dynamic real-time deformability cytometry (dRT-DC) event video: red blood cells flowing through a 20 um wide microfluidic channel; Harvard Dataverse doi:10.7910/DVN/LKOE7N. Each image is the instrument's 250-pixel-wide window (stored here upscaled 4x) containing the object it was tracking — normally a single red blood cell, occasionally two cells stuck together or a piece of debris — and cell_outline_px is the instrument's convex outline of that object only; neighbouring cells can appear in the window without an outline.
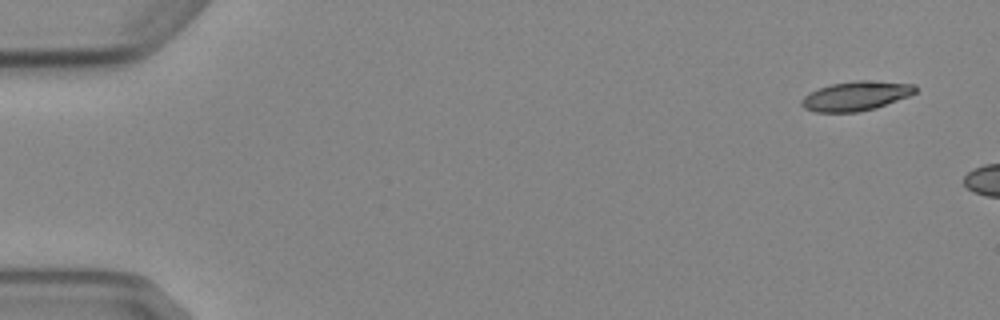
{"species": "Egyptian fruit bat (a non-hibernating species)", "species_latin": "Rousettus aegyptiacus", "temperature_condition": "cold", "stored_images_in_passage": 3, "camera_frame_rate_fps": 3000, "um_per_image_px": 0.085, "animal": {"sex": "female"}, "frame": {"image": 1, "passage_image": 1, "time_ms": 0.0, "image_size_px": [1000, 320], "cell_outline_px": [[916, 92], [908, 96], [876, 108], [856, 112], [816, 112], [804, 108], [800, 104], [800, 100], [808, 92], [832, 84], [856, 80], [876, 80], [916, 84]], "centroid_in_image_um": [72.75, 8.15], "position_along_channel_um": 12.2, "area_um2": 19.59}}